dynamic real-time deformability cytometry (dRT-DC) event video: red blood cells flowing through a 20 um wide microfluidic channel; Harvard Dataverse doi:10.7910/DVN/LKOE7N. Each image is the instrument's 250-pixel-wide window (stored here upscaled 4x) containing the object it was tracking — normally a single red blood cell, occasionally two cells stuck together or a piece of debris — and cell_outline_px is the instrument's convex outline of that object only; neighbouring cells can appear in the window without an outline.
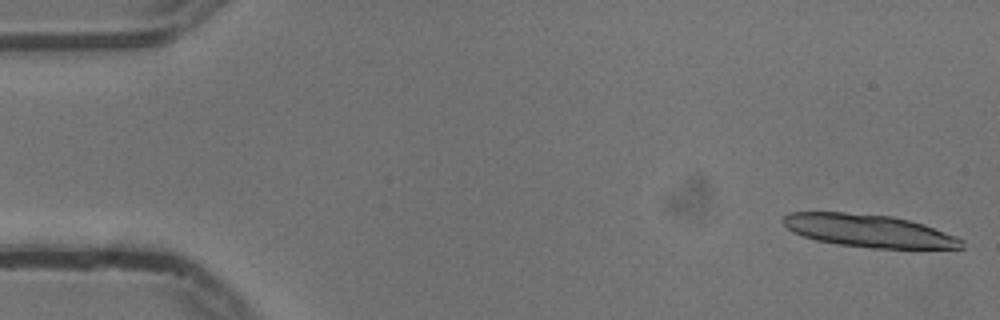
{"species": "common noctule bat (a hibernating species)", "species_latin": "Nyctalus noctula", "temperature_condition": "cold", "stored_images_in_passage": 12, "camera_frame_rate_fps": 3000, "um_per_image_px": 0.085, "animal": {"sex": "male", "body_mass_g": 13.3}, "frame": {"image": 1, "passage_image": 1, "time_ms": 0.0, "image_size_px": [1000, 320], "cell_outline_px": [[964, 248], [872, 248], [836, 244], [816, 240], [792, 232], [780, 220], [788, 212], [844, 212], [892, 216], [924, 224], [956, 236], [964, 240]], "centroid_in_image_um": [73.84, 19.61], "position_along_channel_um": 11.2, "area_um2": 34.04}}